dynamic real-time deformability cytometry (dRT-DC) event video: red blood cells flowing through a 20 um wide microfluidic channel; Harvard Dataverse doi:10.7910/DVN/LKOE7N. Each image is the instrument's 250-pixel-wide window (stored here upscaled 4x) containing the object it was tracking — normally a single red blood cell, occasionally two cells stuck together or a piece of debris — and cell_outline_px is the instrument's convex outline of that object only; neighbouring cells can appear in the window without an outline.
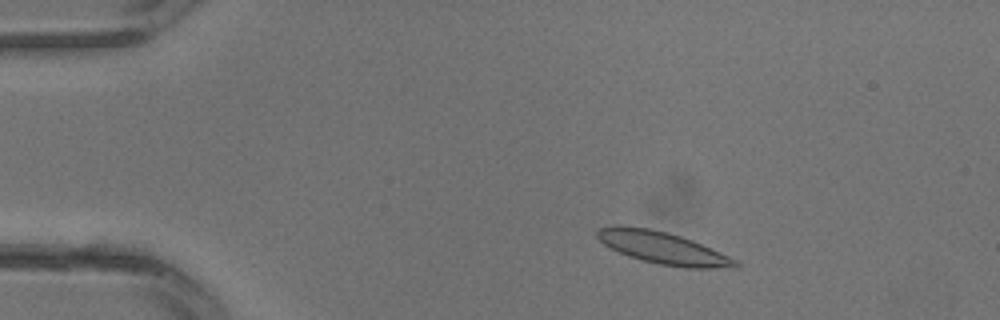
{"species": "common noctule bat (a hibernating species)", "species_latin": "Nyctalus noctula", "temperature_condition": "warm", "stored_images_in_passage": 21, "camera_frame_rate_fps": 3000, "um_per_image_px": 0.085, "animal": {"sex": "male", "body_mass_g": 13.3}, "frame": {"image": 1, "passage_image": 5, "time_ms": 1.333, "image_size_px": [1000, 320], "cell_outline_px": [[740, 268], [684, 268], [660, 264], [640, 260], [628, 256], [604, 244], [596, 236], [596, 228], [612, 224], [648, 228], [668, 232], [692, 240], [728, 256], [736, 260], [740, 264]], "centroid_in_image_um": [56.31, 21.06], "position_along_channel_um": 28.7, "area_um2": 25.95}}
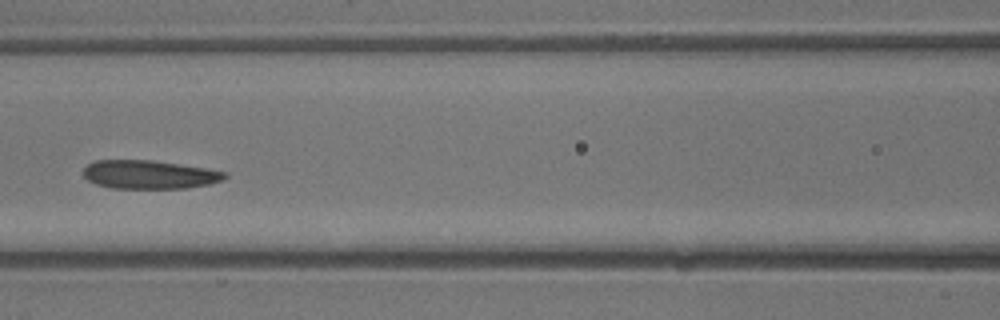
{"frame": {"image": 2, "passage_image": 14, "time_ms": 4.333, "image_size_px": [1000, 320], "cell_outline_px": [[228, 176], [224, 180], [208, 184], [188, 188], [112, 188], [96, 184], [88, 180], [84, 176], [84, 168], [88, 164], [96, 160], [152, 160], [204, 168], [228, 172]], "centroid_in_image_um": [12.71, 14.84], "position_along_channel_um": 153.9, "area_um2": 23.47}}
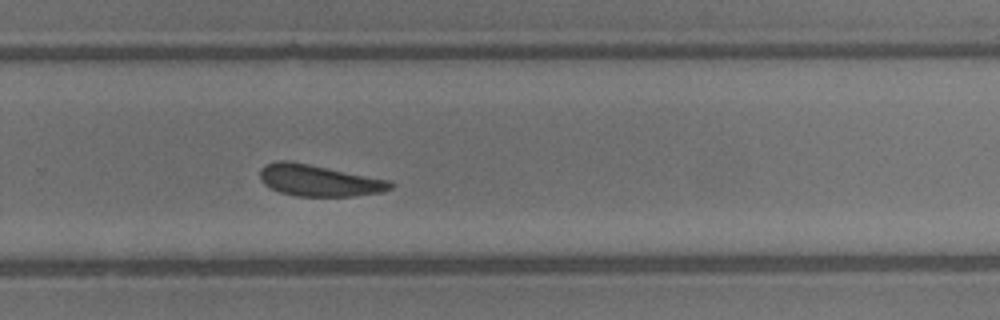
{"frame": {"image": 3, "passage_image": 21, "time_ms": 6.667, "image_size_px": [1000, 320], "cell_outline_px": [[396, 184], [392, 188], [384, 192], [352, 196], [296, 196], [280, 192], [264, 184], [260, 180], [260, 168], [264, 164], [276, 160], [288, 160], [392, 180]], "centroid_in_image_um": [27.14, 15.33], "position_along_channel_um": 302.7, "area_um2": 24.22}}